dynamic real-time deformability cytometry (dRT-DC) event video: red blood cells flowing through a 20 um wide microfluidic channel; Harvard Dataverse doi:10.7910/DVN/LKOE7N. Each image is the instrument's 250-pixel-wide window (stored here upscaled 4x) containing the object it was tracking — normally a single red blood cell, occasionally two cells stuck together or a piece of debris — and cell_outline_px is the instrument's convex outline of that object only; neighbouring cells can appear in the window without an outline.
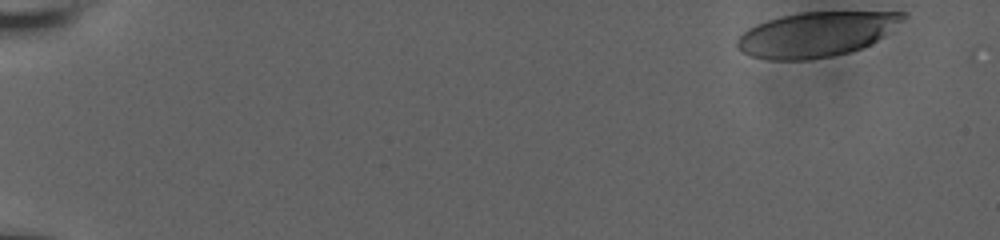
{"species": "human", "species_latin": "Homo sapiens", "temperature_condition": "room temperature", "stored_images_in_passage": 47, "camera_frame_rate_fps": 3000, "um_per_image_px": 0.085, "donor": {"sex": "male"}, "frame": {"image": 1, "passage_image": 1, "time_ms": 0.0, "image_size_px": [1000, 240], "cell_outline_px": [[908, 16], [904, 20], [876, 40], [860, 48], [848, 52], [832, 56], [804, 60], [768, 60], [752, 56], [736, 48], [736, 40], [748, 28], [756, 24], [780, 16], [800, 12], [908, 12]], "centroid_in_image_um": [69.35, 2.91], "position_along_channel_um": 15.7, "area_um2": 43.0}}
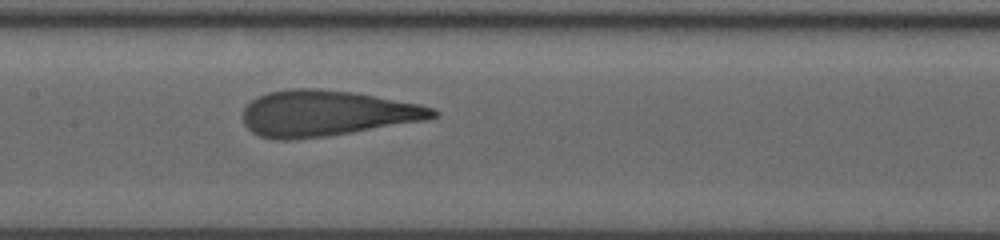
{"frame": {"image": 2, "passage_image": 28, "time_ms": 9.0, "image_size_px": [1000, 240], "cell_outline_px": [[440, 112], [436, 116], [428, 120], [352, 132], [324, 136], [288, 140], [276, 140], [260, 136], [252, 132], [244, 124], [244, 108], [252, 100], [268, 92], [288, 88], [320, 88], [356, 92], [420, 104], [436, 108]], "centroid_in_image_um": [27.79, 9.62], "position_along_channel_um": 179.6, "area_um2": 50.92}}
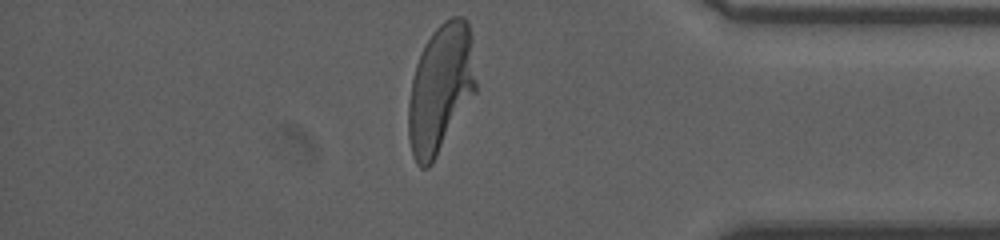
{"frame": {"image": 3, "passage_image": 47, "time_ms": 15.333, "image_size_px": [1000, 240], "cell_outline_px": [[476, 92], [432, 164], [428, 168], [420, 168], [416, 164], [412, 156], [408, 140], [408, 100], [412, 80], [416, 64], [420, 52], [424, 44], [432, 32], [444, 20], [452, 16], [464, 16], [468, 20], [472, 36], [476, 84]], "centroid_in_image_um": [37.44, 7.52], "position_along_channel_um": 397.8, "area_um2": 51.21}, "authors_computed_cell_mechanics": {"area_um2": 49.4768, "velocity_mm_per_s": 3.7707, "shape_relaxation_time_tau1_ms": 5.1454, "shape_relaxation_time_tau2_ms": 0.8194, "deformation_change_tau1": 0.225, "deformation_change_tau2": 0.0844}}